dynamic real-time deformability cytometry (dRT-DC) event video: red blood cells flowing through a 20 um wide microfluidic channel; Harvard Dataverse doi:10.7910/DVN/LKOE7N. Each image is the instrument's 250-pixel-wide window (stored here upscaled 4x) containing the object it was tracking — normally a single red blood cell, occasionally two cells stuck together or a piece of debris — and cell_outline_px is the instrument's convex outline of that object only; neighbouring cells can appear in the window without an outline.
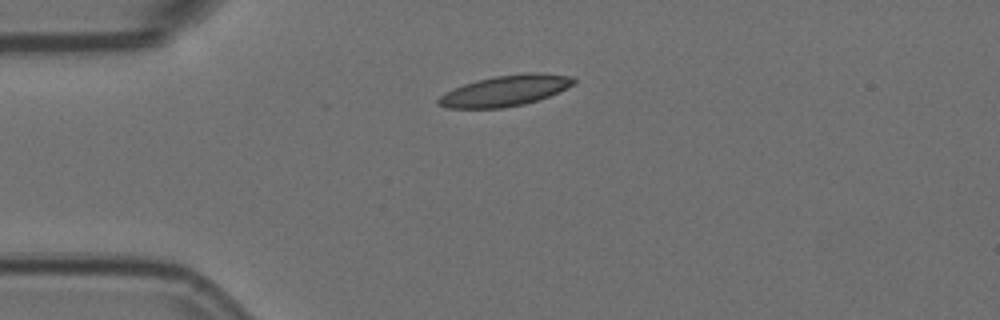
{"species": "Egyptian fruit bat (a non-hibernating species)", "species_latin": "Rousettus aegyptiacus", "temperature_condition": "room temperature", "stored_images_in_passage": 1, "camera_frame_rate_fps": 3000, "um_per_image_px": 0.085, "animal": {"sex": "female"}, "frame": {"image": 1, "passage_image": 1, "time_ms": 0.0, "image_size_px": [1000, 320], "cell_outline_px": [[576, 84], [548, 96], [524, 104], [504, 108], [448, 108], [436, 104], [436, 100], [440, 96], [464, 84], [476, 80], [492, 76], [524, 72], [540, 72], [572, 76], [576, 80]], "centroid_in_image_um": [42.97, 7.69], "position_along_channel_um": 42.0, "area_um2": 24.39}}